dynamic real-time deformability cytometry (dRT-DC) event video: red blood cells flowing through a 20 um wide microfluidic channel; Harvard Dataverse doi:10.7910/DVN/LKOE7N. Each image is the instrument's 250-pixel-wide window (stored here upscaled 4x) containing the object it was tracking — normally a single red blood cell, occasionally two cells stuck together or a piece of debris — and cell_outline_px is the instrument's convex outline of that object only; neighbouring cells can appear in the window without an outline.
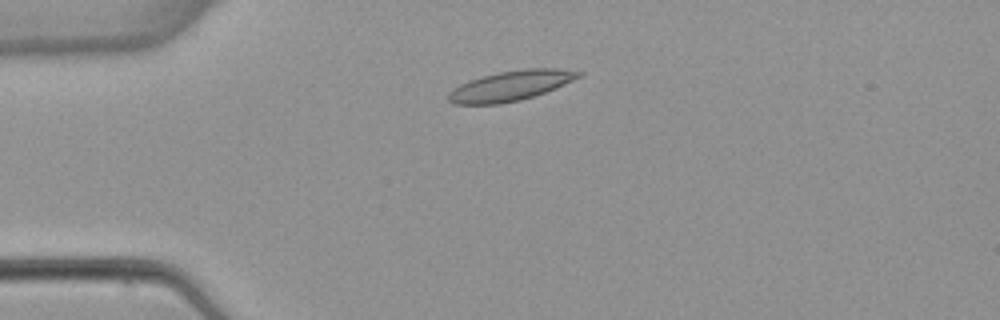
{"species": "common noctule bat (a hibernating species)", "species_latin": "Nyctalus noctula", "temperature_condition": "warm", "stored_images_in_passage": 4, "camera_frame_rate_fps": 3000, "um_per_image_px": 0.085, "animal": {"sex": "female", "body_mass_g": 22.7, "forearm_length_mm": 54.2}, "frame": {"image": 1, "passage_image": 3, "time_ms": 2.333, "image_size_px": [1000, 320], "cell_outline_px": [[584, 76], [556, 88], [520, 100], [500, 104], [452, 104], [448, 100], [448, 92], [452, 88], [468, 80], [500, 72], [524, 68], [556, 68], [584, 72]], "centroid_in_image_um": [43.42, 7.28], "position_along_channel_um": 41.6, "area_um2": 22.89}}